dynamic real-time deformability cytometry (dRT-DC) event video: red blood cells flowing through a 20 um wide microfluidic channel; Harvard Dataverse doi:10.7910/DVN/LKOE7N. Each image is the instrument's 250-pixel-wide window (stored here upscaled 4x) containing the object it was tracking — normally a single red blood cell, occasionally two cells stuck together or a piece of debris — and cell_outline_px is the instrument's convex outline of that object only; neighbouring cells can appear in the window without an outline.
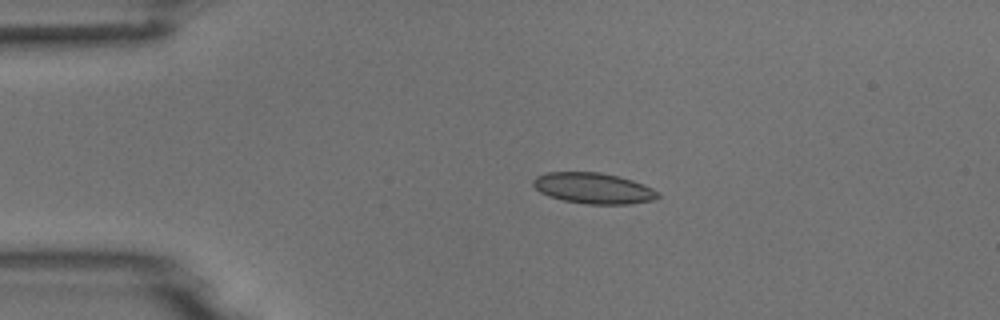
{"species": "common noctule bat (a hibernating species)", "species_latin": "Nyctalus noctula", "temperature_condition": "room temperature", "stored_images_in_passage": 2, "camera_frame_rate_fps": 3000, "um_per_image_px": 0.085, "animal": {"sex": "male", "body_mass_g": 18.8}, "frame": {"image": 1, "passage_image": 1, "time_ms": 0.0, "image_size_px": [1000, 320], "cell_outline_px": [[660, 196], [652, 200], [628, 204], [588, 204], [564, 200], [548, 196], [540, 192], [532, 184], [532, 180], [536, 176], [548, 172], [600, 172], [620, 176], [644, 184], [660, 192]], "centroid_in_image_um": [50.44, 15.99], "position_along_channel_um": 34.6, "area_um2": 22.48}}